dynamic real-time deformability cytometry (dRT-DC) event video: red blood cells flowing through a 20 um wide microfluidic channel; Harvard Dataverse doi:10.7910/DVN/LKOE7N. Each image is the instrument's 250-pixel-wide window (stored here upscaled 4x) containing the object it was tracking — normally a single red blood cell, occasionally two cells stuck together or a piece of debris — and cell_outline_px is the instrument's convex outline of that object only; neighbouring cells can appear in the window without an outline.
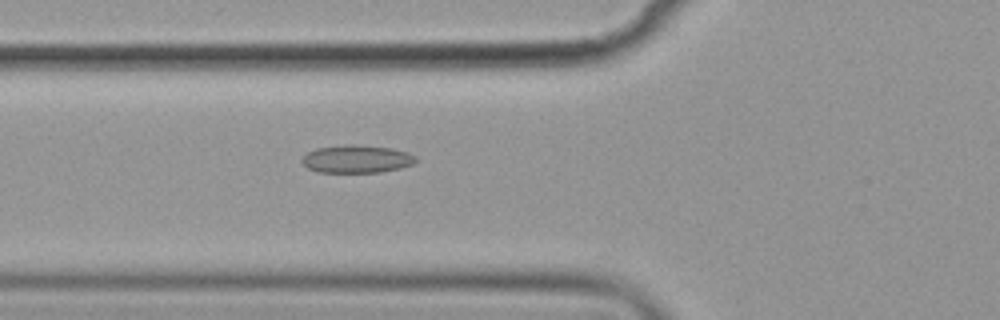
{"species": "common noctule bat (a hibernating species)", "species_latin": "Nyctalus noctula", "temperature_condition": "cold", "stored_images_in_passage": 5, "camera_frame_rate_fps": 3000, "um_per_image_px": 0.085, "animal": {"sex": "female", "body_mass_g": 19.9}, "frame": {"image": 1, "passage_image": 5, "time_ms": 4.667, "image_size_px": [1000, 320], "cell_outline_px": [[416, 160], [412, 164], [400, 168], [380, 172], [320, 172], [308, 168], [300, 160], [308, 152], [316, 148], [344, 144], [352, 144], [392, 148], [408, 152], [416, 156]], "centroid_in_image_um": [30.32, 13.5], "position_along_channel_um": 95.5, "area_um2": 18.44}}